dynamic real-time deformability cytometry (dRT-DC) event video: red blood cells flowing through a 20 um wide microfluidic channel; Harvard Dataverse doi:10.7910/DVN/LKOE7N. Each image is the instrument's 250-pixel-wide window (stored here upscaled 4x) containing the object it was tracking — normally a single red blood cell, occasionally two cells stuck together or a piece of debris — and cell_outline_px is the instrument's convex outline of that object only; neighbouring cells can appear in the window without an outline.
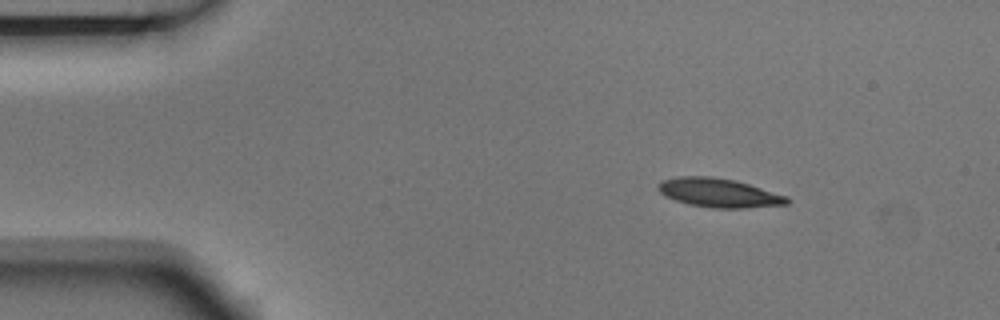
{"species": "Egyptian fruit bat (a non-hibernating species)", "species_latin": "Rousettus aegyptiacus", "temperature_condition": "room temperature", "stored_images_in_passage": 3, "camera_frame_rate_fps": 3000, "um_per_image_px": 0.085, "animal": {"sex": "male"}, "frame": {"image": 1, "passage_image": 1, "time_ms": 0.0, "image_size_px": [1000, 320], "cell_outline_px": [[792, 200], [788, 204], [744, 208], [712, 208], [688, 204], [664, 196], [656, 188], [664, 180], [676, 176], [712, 176], [736, 180], [788, 196]], "centroid_in_image_um": [61.13, 16.39], "position_along_channel_um": 23.9, "area_um2": 21.85}}